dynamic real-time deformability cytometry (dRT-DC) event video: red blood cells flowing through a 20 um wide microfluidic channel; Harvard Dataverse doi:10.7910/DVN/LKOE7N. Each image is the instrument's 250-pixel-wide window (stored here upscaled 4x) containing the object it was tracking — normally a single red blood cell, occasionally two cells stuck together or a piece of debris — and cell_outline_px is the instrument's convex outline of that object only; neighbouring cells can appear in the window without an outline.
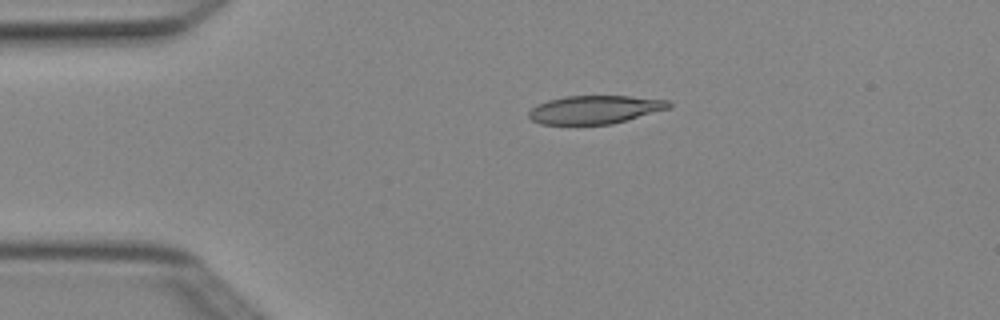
{"species": "Egyptian fruit bat (a non-hibernating species)", "species_latin": "Rousettus aegyptiacus", "temperature_condition": "cold", "stored_images_in_passage": 4, "camera_frame_rate_fps": 3000, "um_per_image_px": 0.085, "animal": {"sex": "female"}, "frame": {"image": 1, "passage_image": 3, "time_ms": 0.667, "image_size_px": [1000, 320], "cell_outline_px": [[672, 104], [668, 108], [612, 124], [540, 124], [532, 120], [528, 116], [528, 112], [536, 104], [548, 100], [568, 96], [628, 96], [672, 100]], "centroid_in_image_um": [50.55, 9.31], "position_along_channel_um": 34.5, "area_um2": 22.95}}